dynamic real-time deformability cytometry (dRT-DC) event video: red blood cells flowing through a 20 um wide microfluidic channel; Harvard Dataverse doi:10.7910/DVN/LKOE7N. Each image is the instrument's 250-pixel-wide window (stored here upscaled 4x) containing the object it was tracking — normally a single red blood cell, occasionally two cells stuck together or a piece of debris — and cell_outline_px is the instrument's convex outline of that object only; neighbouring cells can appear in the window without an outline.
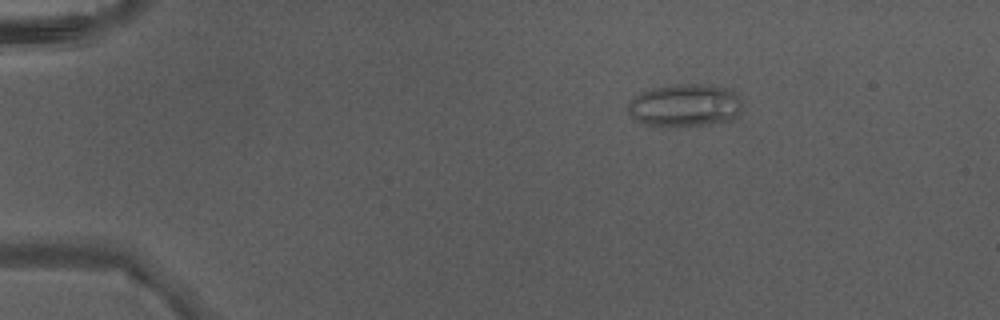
{"species": "Egyptian fruit bat (a non-hibernating species)", "species_latin": "Rousettus aegyptiacus", "temperature_condition": "warm", "stored_images_in_passage": 3, "camera_frame_rate_fps": 3000, "um_per_image_px": 0.085, "animal": {"sex": "male"}, "frame": {"image": 1, "passage_image": 1, "time_ms": 0.0, "image_size_px": [1000, 320], "cell_outline_px": [[740, 112], [732, 120], [708, 124], [644, 124], [636, 120], [628, 112], [628, 104], [640, 92], [652, 88], [672, 84], [712, 84], [728, 88], [740, 96]], "centroid_in_image_um": [58.25, 8.91], "position_along_channel_um": 26.8, "area_um2": 28.03}}